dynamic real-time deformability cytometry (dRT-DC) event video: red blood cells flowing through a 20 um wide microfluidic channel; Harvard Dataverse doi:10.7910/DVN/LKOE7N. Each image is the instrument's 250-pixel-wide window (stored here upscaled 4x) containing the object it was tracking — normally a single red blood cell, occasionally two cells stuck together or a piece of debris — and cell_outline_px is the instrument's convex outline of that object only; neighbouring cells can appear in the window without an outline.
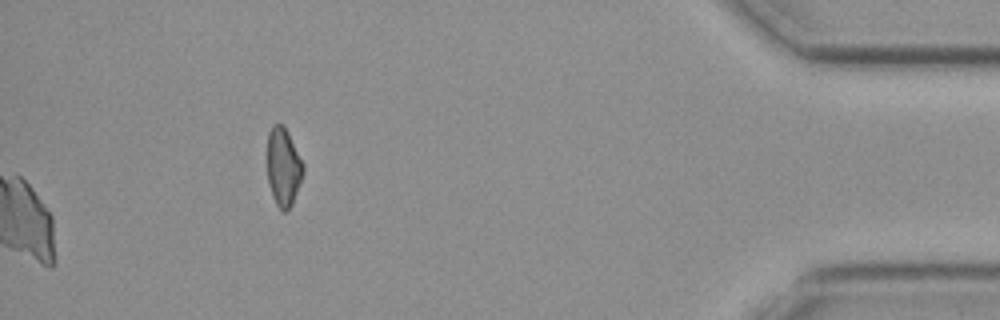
{"species": "common noctule bat (a hibernating species)", "species_latin": "Nyctalus noctula", "temperature_condition": "cold", "stored_images_in_passage": 47, "camera_frame_rate_fps": 3000, "um_per_image_px": 0.085, "animal": {"sex": "female", "body_mass_g": 19.3, "forearm_length_mm": 54.1}, "frame": {"image": 1, "passage_image": 47, "time_ms": 15.333, "image_size_px": [1000, 320], "cell_outline_px": [[304, 172], [292, 204], [284, 212], [276, 204], [268, 184], [268, 132], [272, 124], [280, 124], [288, 132], [304, 164]], "centroid_in_image_um": [24.09, 14.18], "position_along_channel_um": 411.1, "area_um2": 16.18}}